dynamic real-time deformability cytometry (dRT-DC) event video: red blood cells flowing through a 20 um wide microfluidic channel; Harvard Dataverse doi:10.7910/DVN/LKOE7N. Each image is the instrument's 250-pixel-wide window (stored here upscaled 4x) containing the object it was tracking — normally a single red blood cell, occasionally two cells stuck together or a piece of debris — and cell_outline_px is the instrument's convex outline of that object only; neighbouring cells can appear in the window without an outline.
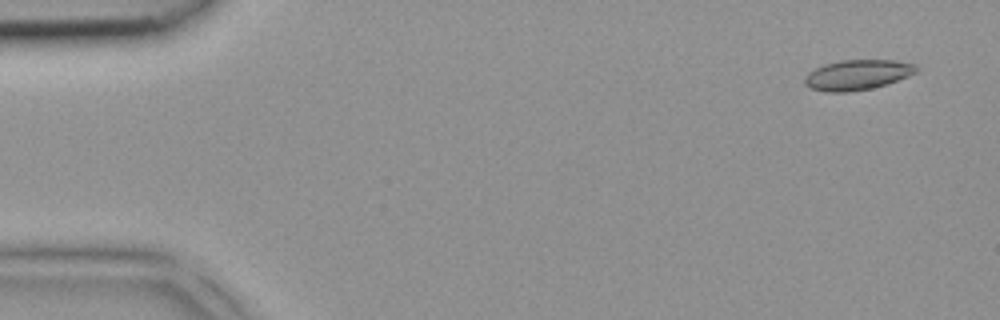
{"species": "common noctule bat (a hibernating species)", "species_latin": "Nyctalus noctula", "temperature_condition": "room temperature", "stored_images_in_passage": 4, "camera_frame_rate_fps": 3000, "um_per_image_px": 0.085, "animal": {"sex": "female", "body_mass_g": 18.4}, "frame": {"image": 1, "passage_image": 1, "time_ms": 0.0, "image_size_px": [1000, 320], "cell_outline_px": [[920, 72], [872, 88], [848, 92], [828, 92], [812, 88], [804, 84], [804, 76], [808, 72], [824, 64], [840, 60], [896, 60], [916, 64], [920, 68]], "centroid_in_image_um": [72.91, 6.35], "position_along_channel_um": 12.1, "area_um2": 19.71}}
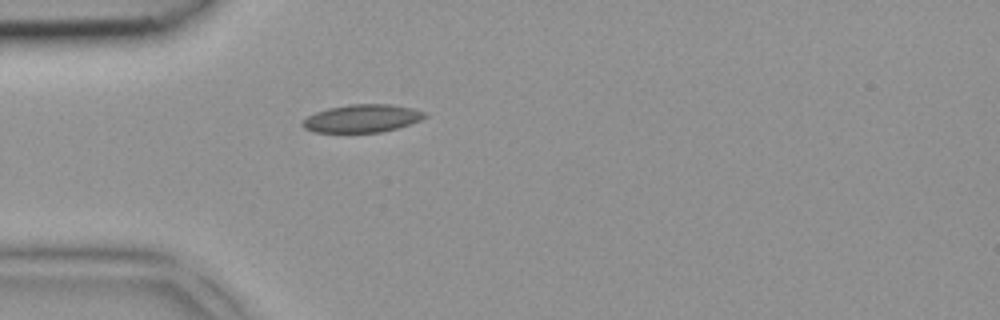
{"frame": {"image": 2, "passage_image": 4, "time_ms": 1.0, "image_size_px": [1000, 320], "cell_outline_px": [[428, 116], [420, 120], [396, 128], [380, 132], [312, 132], [304, 128], [300, 124], [308, 116], [316, 112], [328, 108], [352, 104], [388, 104], [412, 108], [424, 112]], "centroid_in_image_um": [30.75, 10.06], "position_along_channel_um": 54.2, "area_um2": 19.65}}